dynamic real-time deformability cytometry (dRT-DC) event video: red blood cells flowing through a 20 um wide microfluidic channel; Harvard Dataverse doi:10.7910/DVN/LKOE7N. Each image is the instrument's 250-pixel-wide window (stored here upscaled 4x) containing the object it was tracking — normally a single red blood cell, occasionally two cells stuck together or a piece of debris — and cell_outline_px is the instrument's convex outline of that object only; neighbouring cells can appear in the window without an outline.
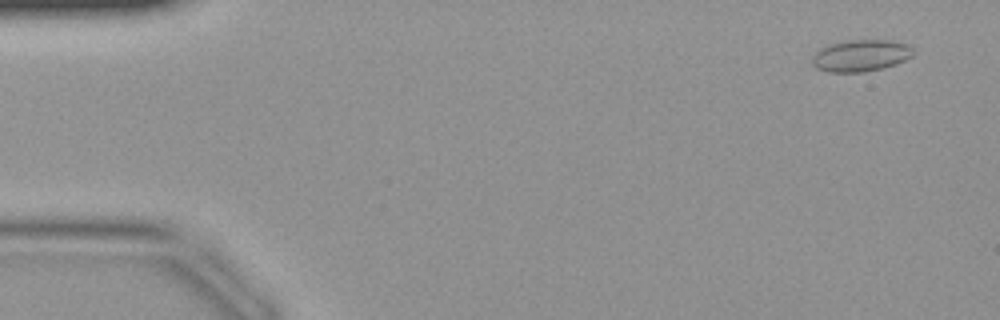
{"species": "common noctule bat (a hibernating species)", "species_latin": "Nyctalus noctula", "temperature_condition": "warm", "stored_images_in_passage": 43, "camera_frame_rate_fps": 3000, "um_per_image_px": 0.085, "animal": {"sex": "female", "body_mass_g": 19.9}, "frame": {"image": 1, "passage_image": 3, "time_ms": 0.667, "image_size_px": [1000, 320], "cell_outline_px": [[916, 52], [912, 56], [896, 64], [884, 68], [864, 72], [828, 72], [816, 68], [812, 64], [812, 56], [820, 48], [828, 44], [848, 40], [892, 40], [908, 44]], "centroid_in_image_um": [73.17, 4.72], "position_along_channel_um": 11.8, "area_um2": 18.96}}
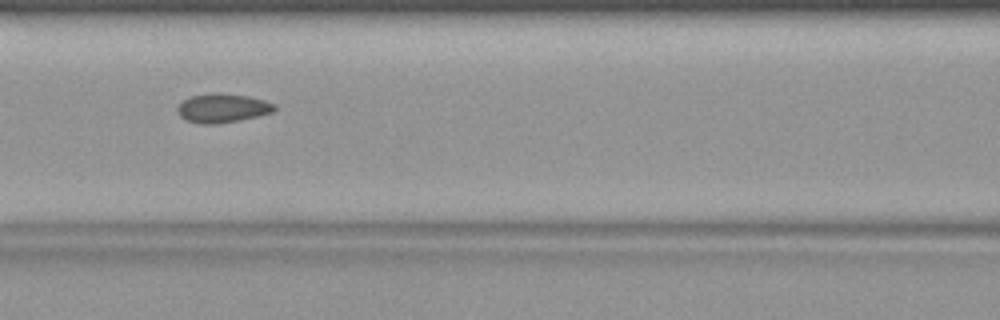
{"frame": {"image": 2, "passage_image": 19, "time_ms": 6.0, "image_size_px": [1000, 320], "cell_outline_px": [[276, 108], [272, 112], [240, 120], [216, 124], [196, 124], [184, 120], [176, 112], [176, 108], [184, 100], [192, 96], [216, 92], [220, 92], [248, 96], [264, 100], [276, 104]], "centroid_in_image_um": [18.88, 9.19], "position_along_channel_um": 147.7, "area_um2": 16.53}}
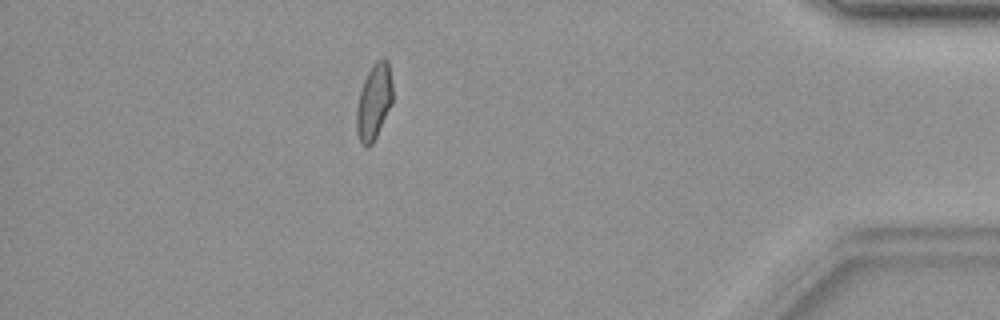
{"frame": {"image": 3, "passage_image": 38, "time_ms": 12.333, "image_size_px": [1000, 320], "cell_outline_px": [[392, 104], [372, 144], [368, 148], [364, 148], [360, 144], [356, 128], [356, 108], [360, 92], [364, 80], [372, 64], [376, 60], [384, 56], [388, 60], [392, 84]], "centroid_in_image_um": [31.78, 8.65], "position_along_channel_um": 403.4, "area_um2": 16.13}}